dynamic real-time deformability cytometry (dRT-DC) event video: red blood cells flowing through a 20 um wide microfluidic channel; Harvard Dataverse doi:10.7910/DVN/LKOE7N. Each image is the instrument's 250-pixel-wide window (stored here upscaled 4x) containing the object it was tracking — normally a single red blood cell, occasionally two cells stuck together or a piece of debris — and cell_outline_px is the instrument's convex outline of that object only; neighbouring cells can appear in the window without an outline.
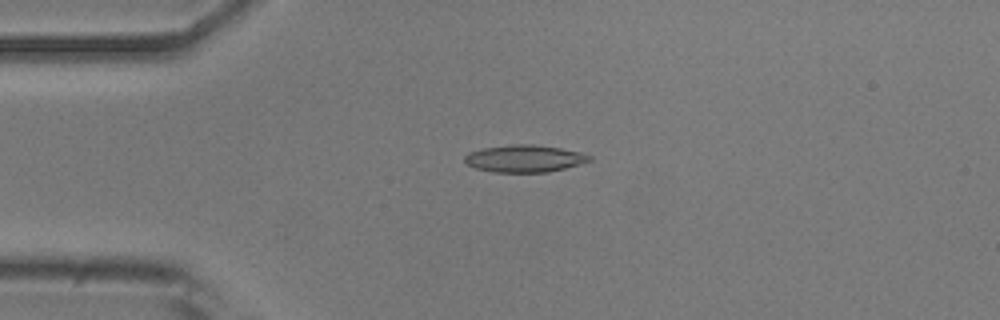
{"species": "common noctule bat (a hibernating species)", "species_latin": "Nyctalus noctula", "temperature_condition": "room temperature", "stored_images_in_passage": 4, "camera_frame_rate_fps": 3000, "um_per_image_px": 0.085, "animal": {"sex": "male", "body_mass_g": 20.5, "forearm_length_mm": 52.5}, "frame": {"image": 1, "passage_image": 3, "time_ms": 0.667, "image_size_px": [1000, 320], "cell_outline_px": [[592, 160], [564, 168], [548, 172], [492, 172], [476, 168], [468, 164], [464, 160], [464, 156], [468, 152], [484, 148], [512, 144], [532, 144], [560, 148], [580, 152], [592, 156]], "centroid_in_image_um": [44.57, 13.47], "position_along_channel_um": 40.4, "area_um2": 19.65}}